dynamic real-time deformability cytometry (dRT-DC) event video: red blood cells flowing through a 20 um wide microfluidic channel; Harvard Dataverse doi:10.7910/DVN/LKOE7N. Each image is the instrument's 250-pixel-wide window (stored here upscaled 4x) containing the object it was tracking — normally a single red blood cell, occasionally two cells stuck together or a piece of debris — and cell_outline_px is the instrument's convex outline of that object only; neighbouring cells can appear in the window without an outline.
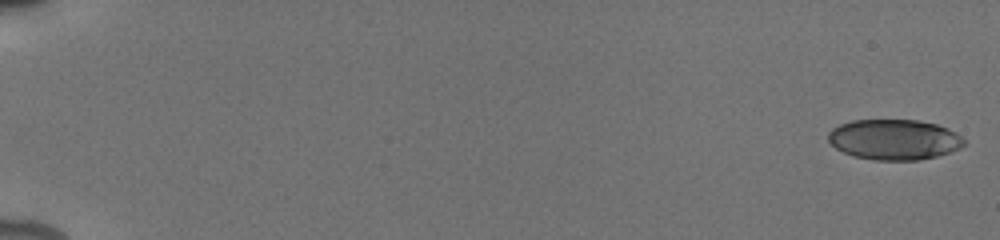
{"species": "human", "species_latin": "Homo sapiens", "temperature_condition": "cold", "stored_images_in_passage": 31, "camera_frame_rate_fps": 3000, "um_per_image_px": 0.085, "donor": {"sex": "male"}, "frame": {"image": 1, "passage_image": 1, "time_ms": 0.0, "image_size_px": [1000, 240], "cell_outline_px": [[964, 144], [960, 148], [952, 152], [920, 160], [872, 160], [856, 156], [844, 152], [836, 148], [828, 140], [828, 132], [832, 128], [840, 124], [852, 120], [920, 120], [936, 124], [948, 128], [956, 132], [964, 140]], "centroid_in_image_um": [76.02, 11.86], "position_along_channel_um": 9.0, "area_um2": 32.08}}
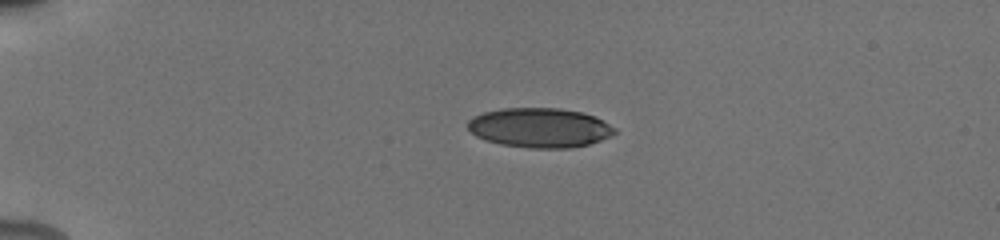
{"frame": {"image": 2, "passage_image": 23, "time_ms": 4.333, "image_size_px": [1000, 240], "cell_outline_px": [[616, 132], [600, 140], [588, 144], [568, 148], [532, 148], [500, 144], [476, 136], [468, 128], [468, 120], [472, 116], [484, 112], [500, 108], [560, 108], [584, 112], [596, 116], [616, 128]], "centroid_in_image_um": [45.88, 10.84], "position_along_channel_um": 39.1, "area_um2": 33.87}}